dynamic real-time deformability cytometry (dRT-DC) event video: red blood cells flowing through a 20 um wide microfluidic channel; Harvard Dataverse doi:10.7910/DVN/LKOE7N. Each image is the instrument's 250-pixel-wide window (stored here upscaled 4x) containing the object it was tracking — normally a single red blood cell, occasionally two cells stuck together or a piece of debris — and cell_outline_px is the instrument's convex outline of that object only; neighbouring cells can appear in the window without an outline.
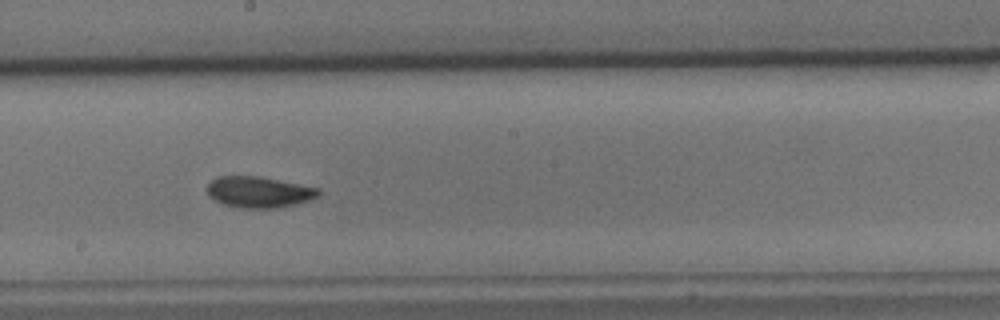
{"species": "common noctule bat (a hibernating species)", "species_latin": "Nyctalus noctula", "temperature_condition": "cold", "stored_images_in_passage": 51, "camera_frame_rate_fps": 3000, "um_per_image_px": 0.085, "animal": {"sex": "male", "body_mass_g": 15.6}, "frame": {"image": 1, "passage_image": 27, "time_ms": 8.667, "image_size_px": [1000, 320], "cell_outline_px": [[320, 192], [316, 196], [308, 200], [276, 208], [244, 208], [224, 204], [208, 196], [208, 184], [216, 176], [256, 176], [320, 188]], "centroid_in_image_um": [21.97, 16.32], "position_along_channel_um": 226.2, "area_um2": 19.77}}
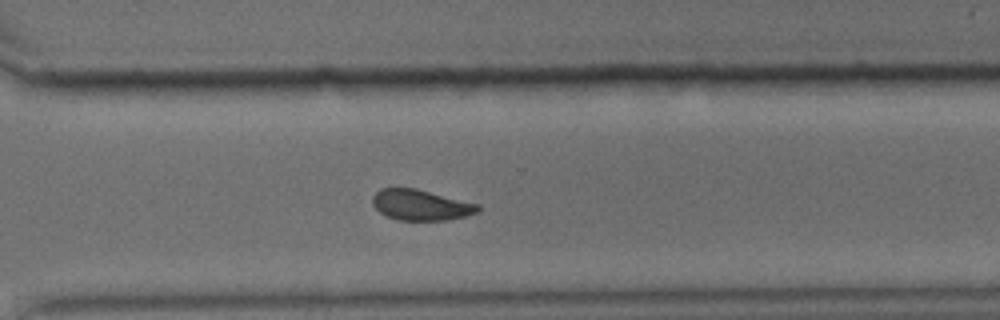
{"frame": {"image": 2, "passage_image": 36, "time_ms": 11.667, "image_size_px": [1000, 320], "cell_outline_px": [[480, 208], [476, 212], [464, 216], [448, 220], [400, 220], [388, 216], [380, 212], [372, 204], [372, 196], [380, 188], [416, 188], [480, 204]], "centroid_in_image_um": [35.76, 17.41], "position_along_channel_um": 334.8, "area_um2": 18.79}}
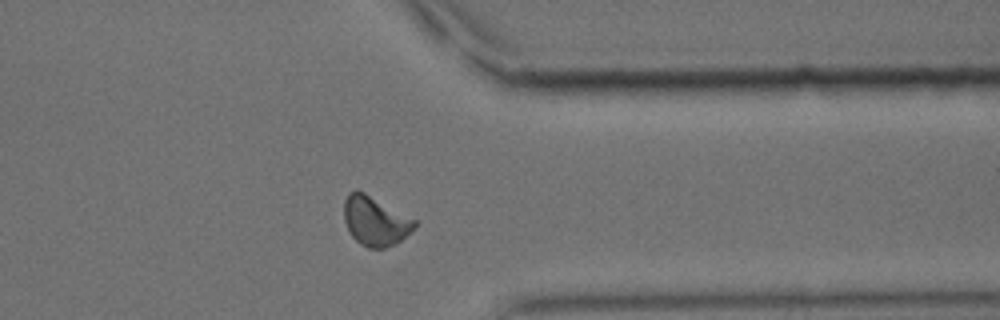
{"frame": {"image": 3, "passage_image": 40, "time_ms": 13.0, "image_size_px": [1000, 320], "cell_outline_px": [[416, 228], [400, 240], [384, 248], [368, 248], [360, 244], [348, 232], [344, 220], [344, 200], [348, 192], [356, 188], [364, 192], [416, 220]], "centroid_in_image_um": [31.85, 18.77], "position_along_channel_um": 379.5, "area_um2": 20.29}, "authors_computed_cell_mechanics": {"area_um2": 19.8254, "velocity_mm_per_s": 3.627, "shape_relaxation_time_tau1_ms": 3.814, "shape_relaxation_time_tau2_ms": 2.6867, "deformation_change_tau1": 0.1005, "deformation_change_tau2": 0.0639}}